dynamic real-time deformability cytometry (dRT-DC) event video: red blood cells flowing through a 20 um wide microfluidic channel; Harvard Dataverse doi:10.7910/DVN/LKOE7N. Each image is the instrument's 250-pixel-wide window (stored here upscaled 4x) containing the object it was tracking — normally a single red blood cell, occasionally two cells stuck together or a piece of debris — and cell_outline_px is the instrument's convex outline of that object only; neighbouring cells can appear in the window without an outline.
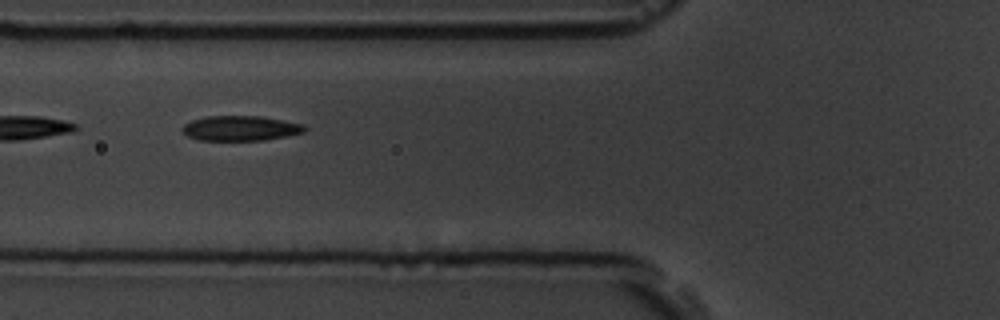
{"species": "common noctule bat (a hibernating species)", "species_latin": "Nyctalus noctula", "temperature_condition": "room temperature", "stored_images_in_passage": 6, "camera_frame_rate_fps": 3000, "um_per_image_px": 0.085, "animal": {"sex": "male", "body_mass_g": 19.5, "forearm_length_mm": 54.6}, "frame": {"image": 1, "passage_image": 2, "time_ms": 1.333, "image_size_px": [1000, 320], "cell_outline_px": [[308, 128], [304, 132], [288, 136], [264, 140], [200, 140], [188, 136], [180, 128], [184, 124], [192, 120], [204, 116], [260, 116], [284, 120], [304, 124]], "centroid_in_image_um": [20.47, 10.89], "position_along_channel_um": 105.3, "area_um2": 17.92}}
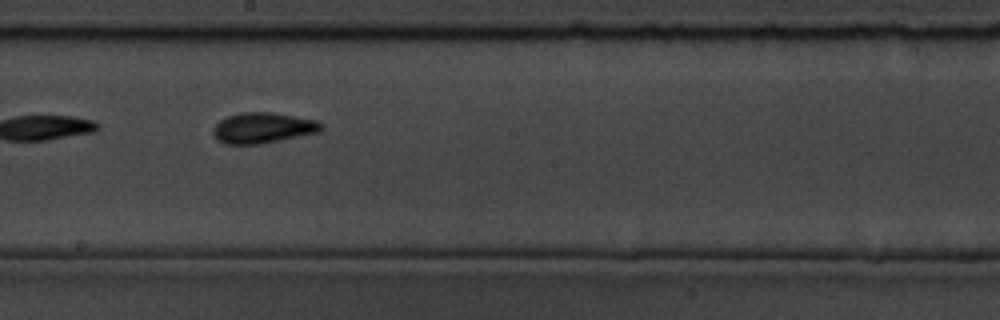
{"frame": {"image": 2, "passage_image": 5, "time_ms": 4.667, "image_size_px": [1000, 320], "cell_outline_px": [[324, 128], [320, 132], [260, 144], [224, 144], [216, 140], [212, 132], [212, 128], [220, 120], [228, 116], [240, 112], [272, 112], [316, 120], [324, 124]], "centroid_in_image_um": [22.34, 10.87], "position_along_channel_um": 225.9, "area_um2": 19.48}}